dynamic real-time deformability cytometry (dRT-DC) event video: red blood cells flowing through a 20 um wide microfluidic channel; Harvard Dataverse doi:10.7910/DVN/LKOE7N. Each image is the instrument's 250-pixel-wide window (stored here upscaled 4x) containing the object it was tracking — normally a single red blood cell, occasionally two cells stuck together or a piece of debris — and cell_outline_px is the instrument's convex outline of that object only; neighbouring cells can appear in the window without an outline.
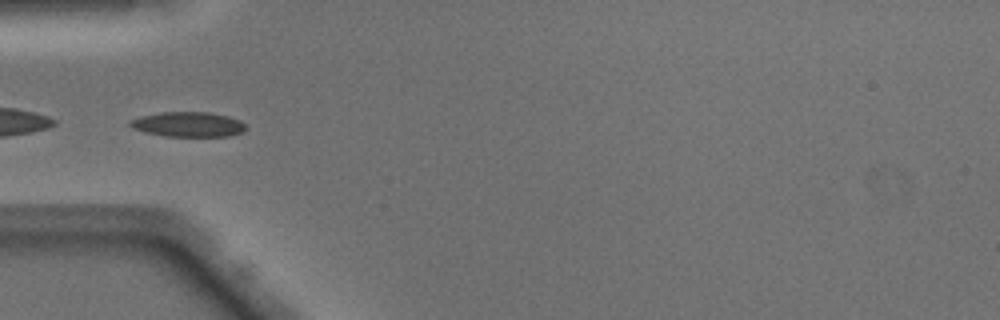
{"species": "Egyptian fruit bat (a non-hibernating species)", "species_latin": "Rousettus aegyptiacus", "temperature_condition": "warm", "stored_images_in_passage": 40, "camera_frame_rate_fps": 3000, "um_per_image_px": 0.085, "animal": {"sex": "male"}, "frame": {"image": 1, "passage_image": 7, "time_ms": 2.0, "image_size_px": [1000, 320], "cell_outline_px": [[244, 128], [240, 132], [228, 136], [164, 136], [144, 132], [132, 128], [128, 124], [128, 120], [140, 116], [160, 112], [212, 112], [228, 116], [240, 120], [244, 124]], "centroid_in_image_um": [15.92, 10.56], "position_along_channel_um": 69.1, "area_um2": 16.82}}
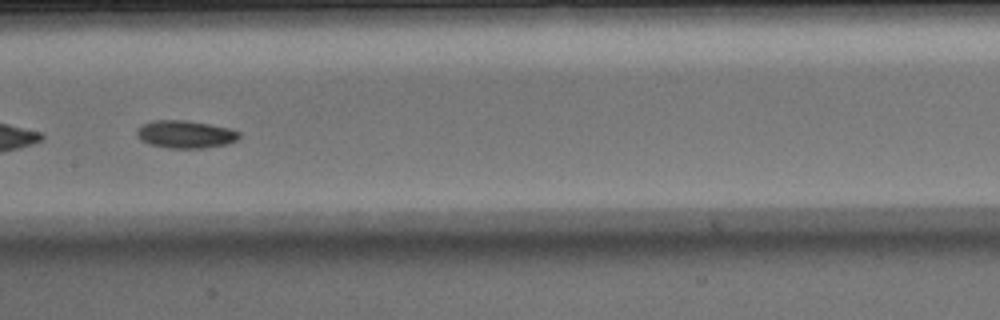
{"frame": {"image": 2, "passage_image": 16, "time_ms": 5.0, "image_size_px": [1000, 320], "cell_outline_px": [[240, 136], [236, 140], [228, 144], [204, 148], [168, 148], [148, 144], [140, 140], [136, 136], [136, 132], [144, 124], [152, 120], [184, 120], [208, 124], [228, 128], [240, 132]], "centroid_in_image_um": [15.74, 11.42], "position_along_channel_um": 191.7, "area_um2": 16.47}}
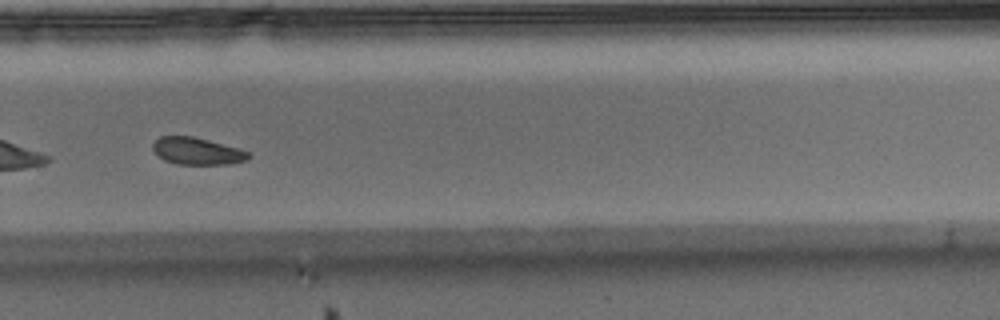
{"frame": {"image": 3, "passage_image": 25, "time_ms": 8.0, "image_size_px": [1000, 320], "cell_outline_px": [[252, 156], [248, 160], [232, 164], [176, 164], [164, 160], [152, 148], [152, 144], [160, 136], [192, 136], [240, 148], [248, 152]], "centroid_in_image_um": [16.8, 12.85], "position_along_channel_um": 313.0, "area_um2": 15.14}, "authors_computed_cell_mechanics": {"area_um2": 16.3574, "velocity_mm_per_s": 4.0608, "shape_relaxation_time_tau1_ms": 2.9109, "shape_relaxation_time_tau2_ms": null, "deformation_change_tau1": 0.0794, "deformation_change_tau2": null}}